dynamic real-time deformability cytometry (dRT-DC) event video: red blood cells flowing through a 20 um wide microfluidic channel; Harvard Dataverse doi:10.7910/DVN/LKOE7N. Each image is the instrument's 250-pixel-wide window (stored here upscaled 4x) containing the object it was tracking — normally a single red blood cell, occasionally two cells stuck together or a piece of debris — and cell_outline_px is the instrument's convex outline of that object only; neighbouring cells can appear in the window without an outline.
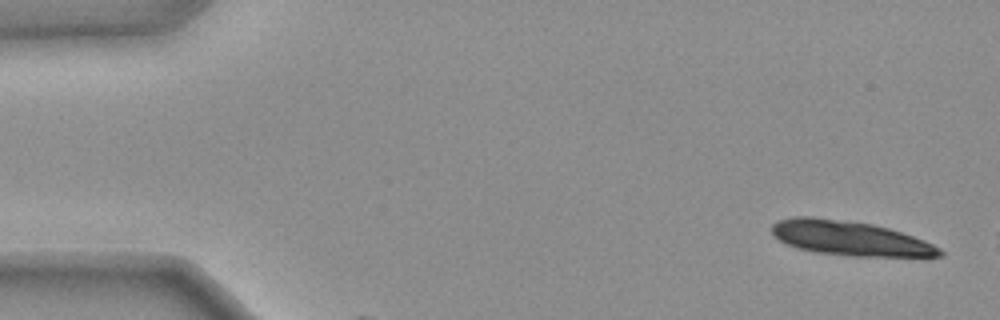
{"species": "common noctule bat (a hibernating species)", "species_latin": "Nyctalus noctula", "temperature_condition": "warm", "stored_images_in_passage": 3, "camera_frame_rate_fps": 3000, "um_per_image_px": 0.085, "animal": {"sex": "female", "body_mass_g": 25.1}, "frame": {"image": 1, "passage_image": 1, "time_ms": 0.0, "image_size_px": [1000, 320], "cell_outline_px": [[944, 256], [852, 256], [816, 252], [800, 248], [788, 244], [780, 240], [772, 232], [772, 224], [776, 220], [792, 216], [808, 216], [872, 224], [888, 228], [924, 240], [940, 248], [944, 252]], "centroid_in_image_um": [72.23, 20.24], "position_along_channel_um": 12.8, "area_um2": 33.35}}